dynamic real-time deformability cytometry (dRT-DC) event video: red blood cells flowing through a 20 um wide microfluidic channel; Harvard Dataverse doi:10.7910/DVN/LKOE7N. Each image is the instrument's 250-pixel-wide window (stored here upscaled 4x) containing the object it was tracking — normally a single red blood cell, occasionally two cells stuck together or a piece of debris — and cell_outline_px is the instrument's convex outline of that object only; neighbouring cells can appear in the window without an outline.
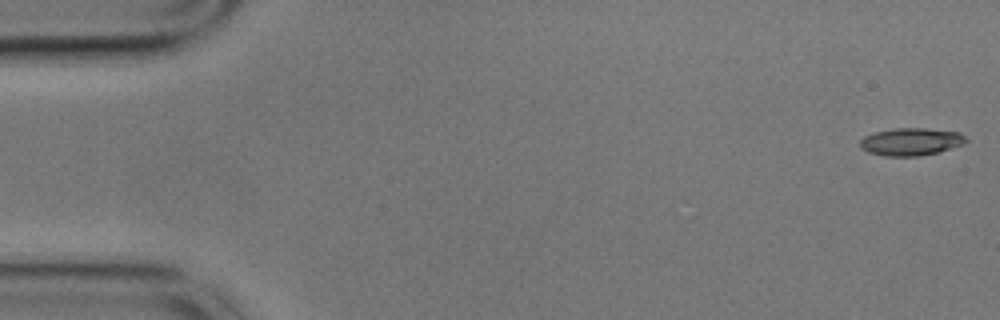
{"species": "common noctule bat (a hibernating species)", "species_latin": "Nyctalus noctula", "temperature_condition": "cold", "stored_images_in_passage": 56, "camera_frame_rate_fps": 3000, "um_per_image_px": 0.085, "animal": {"sex": "male", "body_mass_g": 17.9}, "frame": {"image": 1, "passage_image": 1, "time_ms": 0.0, "image_size_px": [1000, 320], "cell_outline_px": [[968, 140], [960, 144], [936, 152], [920, 156], [884, 156], [868, 152], [860, 148], [860, 140], [864, 136], [872, 132], [896, 128], [928, 128], [960, 132]], "centroid_in_image_um": [77.37, 12.03], "position_along_channel_um": 7.6, "area_um2": 16.94}}
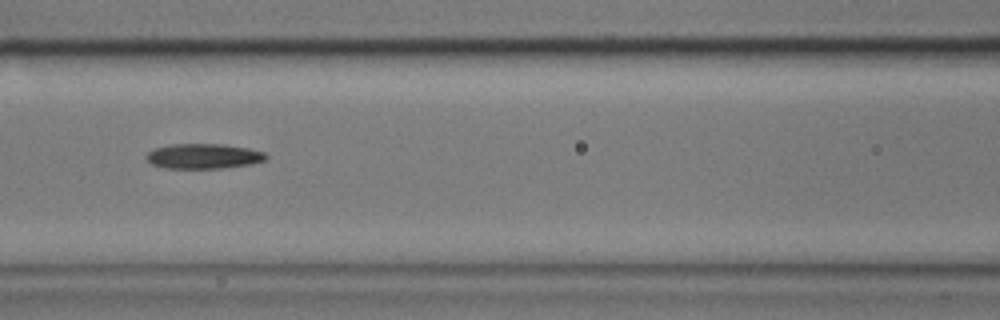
{"frame": {"image": 2, "passage_image": 24, "time_ms": 7.667, "image_size_px": [1000, 320], "cell_outline_px": [[268, 156], [264, 160], [252, 164], [224, 168], [164, 168], [152, 164], [144, 156], [148, 152], [156, 148], [172, 144], [224, 144], [248, 148], [264, 152]], "centroid_in_image_um": [17.31, 13.28], "position_along_channel_um": 149.3, "area_um2": 17.46}}
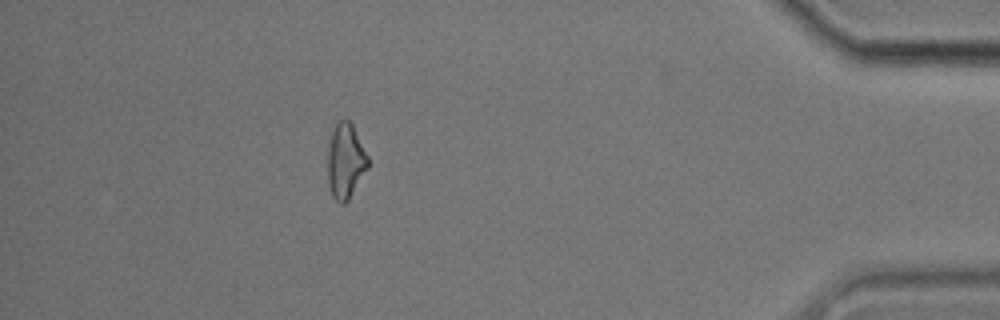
{"frame": {"image": 3, "passage_image": 50, "time_ms": 16.333, "image_size_px": [1000, 320], "cell_outline_px": [[368, 168], [348, 200], [344, 204], [340, 204], [332, 196], [328, 184], [328, 148], [332, 132], [336, 120], [348, 120], [352, 124], [368, 156]], "centroid_in_image_um": [29.36, 13.69], "position_along_channel_um": 405.8, "area_um2": 17.57}, "authors_computed_cell_mechanics": {"area_um2": 17.3111, "velocity_mm_per_s": 3.5424, "shape_relaxation_time_tau1_ms": 8.6854, "shape_relaxation_time_tau2_ms": 10.032, "deformation_change_tau1": 0.1773, "deformation_change_tau2": 0.2304}}